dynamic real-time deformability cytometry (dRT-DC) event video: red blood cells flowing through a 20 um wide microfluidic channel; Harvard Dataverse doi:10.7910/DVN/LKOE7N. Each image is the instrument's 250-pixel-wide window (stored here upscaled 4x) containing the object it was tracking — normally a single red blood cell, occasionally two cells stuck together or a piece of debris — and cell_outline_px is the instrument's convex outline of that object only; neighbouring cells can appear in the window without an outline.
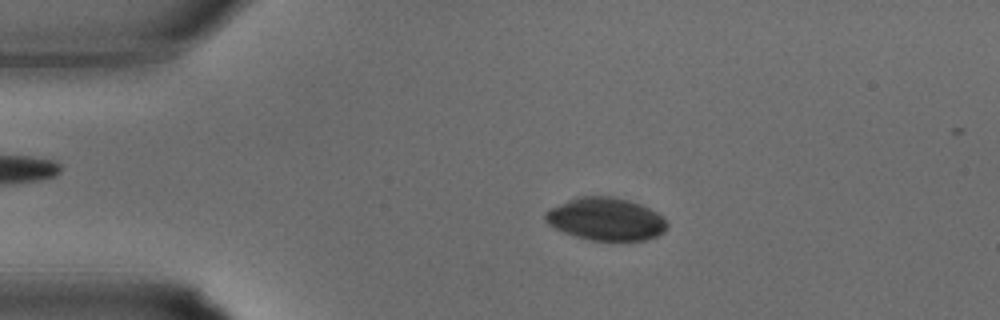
{"species": "common noctule bat (a hibernating species)", "species_latin": "Nyctalus noctula", "temperature_condition": "warm", "stored_images_in_passage": 33, "camera_frame_rate_fps": 3000, "um_per_image_px": 0.085, "animal": {"sex": "male", "body_mass_g": 15.6}, "frame": {"image": 1, "passage_image": 6, "time_ms": 1.667, "image_size_px": [1000, 320], "cell_outline_px": [[668, 228], [664, 232], [656, 236], [644, 240], [592, 240], [576, 236], [564, 232], [548, 224], [544, 220], [544, 212], [568, 200], [580, 196], [612, 196], [628, 200], [640, 204], [656, 212], [668, 224]], "centroid_in_image_um": [51.49, 18.62], "position_along_channel_um": 33.5, "area_um2": 30.0}}
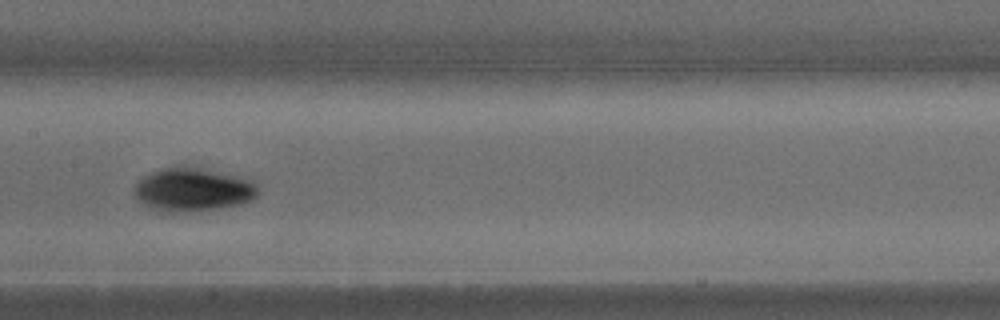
{"frame": {"image": 2, "passage_image": 16, "time_ms": 5.0, "image_size_px": [1000, 320], "cell_outline_px": [[260, 192], [252, 200], [240, 204], [224, 208], [188, 212], [160, 212], [152, 208], [140, 200], [132, 192], [136, 184], [144, 176], [152, 172], [164, 168], [200, 168], [240, 176], [252, 180], [256, 184]], "centroid_in_image_um": [16.45, 16.15], "position_along_channel_um": 191.0, "area_um2": 31.15}}
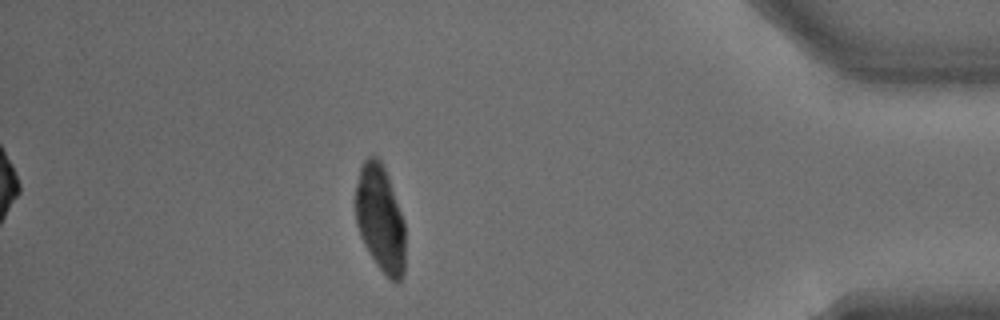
{"frame": {"image": 3, "passage_image": 29, "time_ms": 9.333, "image_size_px": [1000, 320], "cell_outline_px": [[404, 272], [400, 280], [392, 280], [376, 264], [364, 244], [360, 236], [356, 224], [356, 184], [360, 168], [364, 160], [368, 156], [376, 156], [380, 160], [388, 176], [404, 220]], "centroid_in_image_um": [32.31, 18.55], "position_along_channel_um": 402.9, "area_um2": 30.63}}